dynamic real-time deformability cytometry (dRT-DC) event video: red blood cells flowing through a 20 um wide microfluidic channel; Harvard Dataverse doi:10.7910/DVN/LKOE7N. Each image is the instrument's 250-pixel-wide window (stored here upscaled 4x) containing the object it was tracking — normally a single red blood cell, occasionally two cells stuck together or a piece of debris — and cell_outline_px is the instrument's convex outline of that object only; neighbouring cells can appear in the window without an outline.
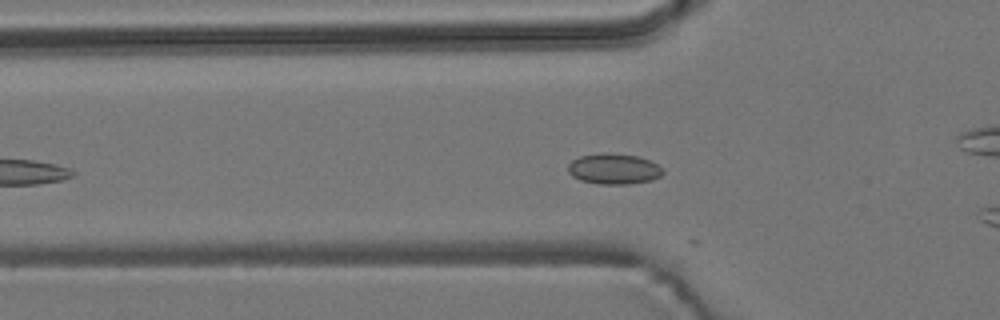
{"species": "common noctule bat (a hibernating species)", "species_latin": "Nyctalus noctula", "temperature_condition": "room temperature", "stored_images_in_passage": 44, "camera_frame_rate_fps": 3000, "um_per_image_px": 0.085, "animal": {"sex": "male", "body_mass_g": 19.2, "forearm_length_mm": 51.8}, "frame": {"image": 1, "passage_image": 11, "time_ms": 3.333, "image_size_px": [1000, 320], "cell_outline_px": [[664, 172], [660, 176], [652, 180], [628, 184], [600, 184], [580, 180], [572, 176], [568, 172], [568, 164], [572, 160], [580, 156], [604, 152], [640, 156], [664, 168]], "centroid_in_image_um": [52.18, 14.35], "position_along_channel_um": 73.6, "area_um2": 17.05}}
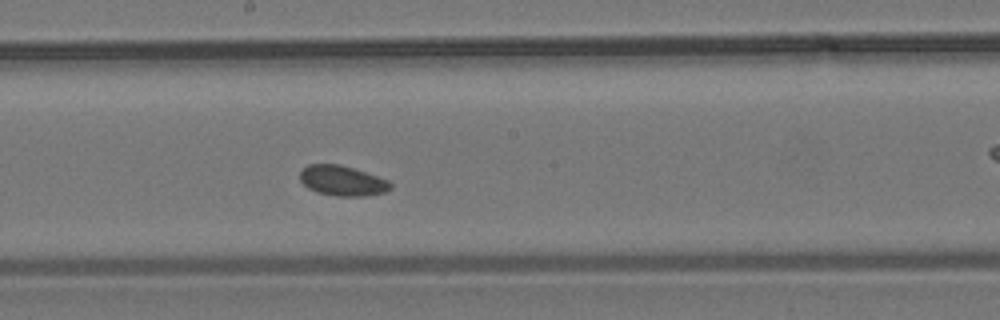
{"frame": {"image": 2, "passage_image": 23, "time_ms": 7.333, "image_size_px": [1000, 320], "cell_outline_px": [[392, 188], [384, 192], [368, 196], [336, 196], [316, 192], [308, 188], [300, 180], [300, 172], [308, 164], [340, 164], [388, 180], [392, 184]], "centroid_in_image_um": [29.09, 15.37], "position_along_channel_um": 219.1, "area_um2": 15.84}}
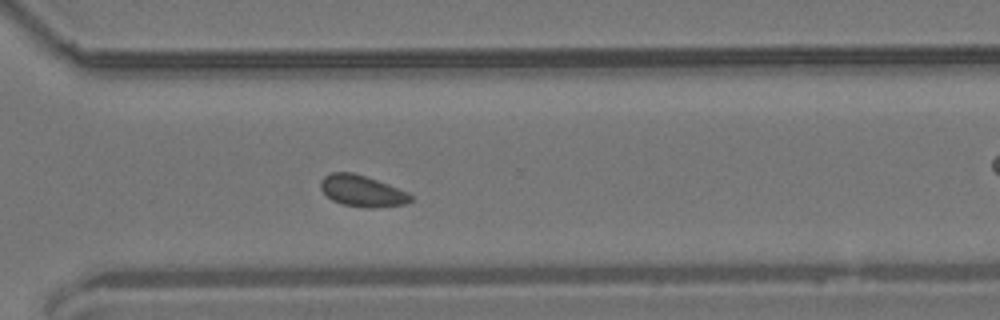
{"frame": {"image": 3, "passage_image": 33, "time_ms": 10.667, "image_size_px": [1000, 320], "cell_outline_px": [[412, 200], [404, 204], [372, 208], [364, 208], [344, 204], [332, 200], [320, 188], [320, 180], [324, 176], [332, 172], [352, 172], [388, 184], [408, 192], [412, 196]], "centroid_in_image_um": [30.77, 16.23], "position_along_channel_um": 339.8, "area_um2": 16.3}, "authors_computed_cell_mechanics": {"area_um2": 16.473, "velocity_mm_per_s": 3.6263, "shape_relaxation_time_tau1_ms": null, "shape_relaxation_time_tau2_ms": 4.8822, "deformation_change_tau1": null, "deformation_change_tau2": 0.0649}}